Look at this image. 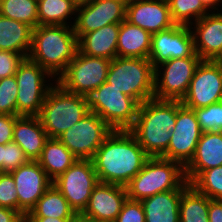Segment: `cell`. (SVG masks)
<instances>
[{
  "mask_svg": "<svg viewBox=\"0 0 222 222\" xmlns=\"http://www.w3.org/2000/svg\"><path fill=\"white\" fill-rule=\"evenodd\" d=\"M149 156L128 130H113L92 158L98 181L126 186Z\"/></svg>",
  "mask_w": 222,
  "mask_h": 222,
  "instance_id": "1",
  "label": "cell"
},
{
  "mask_svg": "<svg viewBox=\"0 0 222 222\" xmlns=\"http://www.w3.org/2000/svg\"><path fill=\"white\" fill-rule=\"evenodd\" d=\"M178 100L149 99L139 105L136 120L128 130L149 157H162L176 124Z\"/></svg>",
  "mask_w": 222,
  "mask_h": 222,
  "instance_id": "2",
  "label": "cell"
},
{
  "mask_svg": "<svg viewBox=\"0 0 222 222\" xmlns=\"http://www.w3.org/2000/svg\"><path fill=\"white\" fill-rule=\"evenodd\" d=\"M78 50V37L72 26L38 25L32 31L28 58L57 79Z\"/></svg>",
  "mask_w": 222,
  "mask_h": 222,
  "instance_id": "3",
  "label": "cell"
},
{
  "mask_svg": "<svg viewBox=\"0 0 222 222\" xmlns=\"http://www.w3.org/2000/svg\"><path fill=\"white\" fill-rule=\"evenodd\" d=\"M190 183L184 167L162 157H149L143 168L126 185L128 199L142 201L157 193L185 190Z\"/></svg>",
  "mask_w": 222,
  "mask_h": 222,
  "instance_id": "4",
  "label": "cell"
},
{
  "mask_svg": "<svg viewBox=\"0 0 222 222\" xmlns=\"http://www.w3.org/2000/svg\"><path fill=\"white\" fill-rule=\"evenodd\" d=\"M90 112L86 96L65 91L56 83L38 115L48 138H57Z\"/></svg>",
  "mask_w": 222,
  "mask_h": 222,
  "instance_id": "5",
  "label": "cell"
},
{
  "mask_svg": "<svg viewBox=\"0 0 222 222\" xmlns=\"http://www.w3.org/2000/svg\"><path fill=\"white\" fill-rule=\"evenodd\" d=\"M154 75L149 59L117 56L111 60L106 82L141 104L154 98Z\"/></svg>",
  "mask_w": 222,
  "mask_h": 222,
  "instance_id": "6",
  "label": "cell"
},
{
  "mask_svg": "<svg viewBox=\"0 0 222 222\" xmlns=\"http://www.w3.org/2000/svg\"><path fill=\"white\" fill-rule=\"evenodd\" d=\"M91 112L98 114L113 130H129L136 120L139 103L104 82L88 96Z\"/></svg>",
  "mask_w": 222,
  "mask_h": 222,
  "instance_id": "7",
  "label": "cell"
},
{
  "mask_svg": "<svg viewBox=\"0 0 222 222\" xmlns=\"http://www.w3.org/2000/svg\"><path fill=\"white\" fill-rule=\"evenodd\" d=\"M15 77L17 116H38L49 90L57 83L56 79L29 58L19 65Z\"/></svg>",
  "mask_w": 222,
  "mask_h": 222,
  "instance_id": "8",
  "label": "cell"
},
{
  "mask_svg": "<svg viewBox=\"0 0 222 222\" xmlns=\"http://www.w3.org/2000/svg\"><path fill=\"white\" fill-rule=\"evenodd\" d=\"M111 60L91 57L79 50L56 82L67 92L88 96L106 82Z\"/></svg>",
  "mask_w": 222,
  "mask_h": 222,
  "instance_id": "9",
  "label": "cell"
},
{
  "mask_svg": "<svg viewBox=\"0 0 222 222\" xmlns=\"http://www.w3.org/2000/svg\"><path fill=\"white\" fill-rule=\"evenodd\" d=\"M201 61L200 57L174 58L156 66L154 98L182 101Z\"/></svg>",
  "mask_w": 222,
  "mask_h": 222,
  "instance_id": "10",
  "label": "cell"
},
{
  "mask_svg": "<svg viewBox=\"0 0 222 222\" xmlns=\"http://www.w3.org/2000/svg\"><path fill=\"white\" fill-rule=\"evenodd\" d=\"M113 129L94 112H89L57 139L63 143L77 159L92 160L97 149Z\"/></svg>",
  "mask_w": 222,
  "mask_h": 222,
  "instance_id": "11",
  "label": "cell"
},
{
  "mask_svg": "<svg viewBox=\"0 0 222 222\" xmlns=\"http://www.w3.org/2000/svg\"><path fill=\"white\" fill-rule=\"evenodd\" d=\"M52 183L79 216L86 208L91 193L99 181L92 160L77 159Z\"/></svg>",
  "mask_w": 222,
  "mask_h": 222,
  "instance_id": "12",
  "label": "cell"
},
{
  "mask_svg": "<svg viewBox=\"0 0 222 222\" xmlns=\"http://www.w3.org/2000/svg\"><path fill=\"white\" fill-rule=\"evenodd\" d=\"M222 101V62L202 60L197 66L182 104L190 109Z\"/></svg>",
  "mask_w": 222,
  "mask_h": 222,
  "instance_id": "13",
  "label": "cell"
},
{
  "mask_svg": "<svg viewBox=\"0 0 222 222\" xmlns=\"http://www.w3.org/2000/svg\"><path fill=\"white\" fill-rule=\"evenodd\" d=\"M201 134L194 110L182 104L177 110L171 140L162 158L179 162L185 167L194 156Z\"/></svg>",
  "mask_w": 222,
  "mask_h": 222,
  "instance_id": "14",
  "label": "cell"
},
{
  "mask_svg": "<svg viewBox=\"0 0 222 222\" xmlns=\"http://www.w3.org/2000/svg\"><path fill=\"white\" fill-rule=\"evenodd\" d=\"M199 57L194 50L190 26L175 24L169 29L152 34L149 60L154 67L174 58Z\"/></svg>",
  "mask_w": 222,
  "mask_h": 222,
  "instance_id": "15",
  "label": "cell"
},
{
  "mask_svg": "<svg viewBox=\"0 0 222 222\" xmlns=\"http://www.w3.org/2000/svg\"><path fill=\"white\" fill-rule=\"evenodd\" d=\"M128 0H94L91 4L76 8L73 30L78 39L85 33L105 25L126 20Z\"/></svg>",
  "mask_w": 222,
  "mask_h": 222,
  "instance_id": "16",
  "label": "cell"
},
{
  "mask_svg": "<svg viewBox=\"0 0 222 222\" xmlns=\"http://www.w3.org/2000/svg\"><path fill=\"white\" fill-rule=\"evenodd\" d=\"M10 173L17 190L18 211L25 217L52 185V181L38 161L29 160Z\"/></svg>",
  "mask_w": 222,
  "mask_h": 222,
  "instance_id": "17",
  "label": "cell"
},
{
  "mask_svg": "<svg viewBox=\"0 0 222 222\" xmlns=\"http://www.w3.org/2000/svg\"><path fill=\"white\" fill-rule=\"evenodd\" d=\"M127 198L126 186L99 182L79 216L89 222H114Z\"/></svg>",
  "mask_w": 222,
  "mask_h": 222,
  "instance_id": "18",
  "label": "cell"
},
{
  "mask_svg": "<svg viewBox=\"0 0 222 222\" xmlns=\"http://www.w3.org/2000/svg\"><path fill=\"white\" fill-rule=\"evenodd\" d=\"M126 21L151 34L175 25L167 0H128Z\"/></svg>",
  "mask_w": 222,
  "mask_h": 222,
  "instance_id": "19",
  "label": "cell"
},
{
  "mask_svg": "<svg viewBox=\"0 0 222 222\" xmlns=\"http://www.w3.org/2000/svg\"><path fill=\"white\" fill-rule=\"evenodd\" d=\"M190 26L195 53L202 60L222 59V11L210 12Z\"/></svg>",
  "mask_w": 222,
  "mask_h": 222,
  "instance_id": "20",
  "label": "cell"
},
{
  "mask_svg": "<svg viewBox=\"0 0 222 222\" xmlns=\"http://www.w3.org/2000/svg\"><path fill=\"white\" fill-rule=\"evenodd\" d=\"M222 166V131L202 132L193 158L184 167L190 183L200 172Z\"/></svg>",
  "mask_w": 222,
  "mask_h": 222,
  "instance_id": "21",
  "label": "cell"
},
{
  "mask_svg": "<svg viewBox=\"0 0 222 222\" xmlns=\"http://www.w3.org/2000/svg\"><path fill=\"white\" fill-rule=\"evenodd\" d=\"M47 139V132L38 116H19L15 120L13 141L30 161H37L40 158Z\"/></svg>",
  "mask_w": 222,
  "mask_h": 222,
  "instance_id": "22",
  "label": "cell"
},
{
  "mask_svg": "<svg viewBox=\"0 0 222 222\" xmlns=\"http://www.w3.org/2000/svg\"><path fill=\"white\" fill-rule=\"evenodd\" d=\"M119 30L120 23H114L83 34L78 39L79 51L87 56L113 60L117 57Z\"/></svg>",
  "mask_w": 222,
  "mask_h": 222,
  "instance_id": "23",
  "label": "cell"
},
{
  "mask_svg": "<svg viewBox=\"0 0 222 222\" xmlns=\"http://www.w3.org/2000/svg\"><path fill=\"white\" fill-rule=\"evenodd\" d=\"M183 191L170 190L143 199L145 222H180L179 205Z\"/></svg>",
  "mask_w": 222,
  "mask_h": 222,
  "instance_id": "24",
  "label": "cell"
},
{
  "mask_svg": "<svg viewBox=\"0 0 222 222\" xmlns=\"http://www.w3.org/2000/svg\"><path fill=\"white\" fill-rule=\"evenodd\" d=\"M152 34L124 20L117 41L118 57L149 58Z\"/></svg>",
  "mask_w": 222,
  "mask_h": 222,
  "instance_id": "25",
  "label": "cell"
},
{
  "mask_svg": "<svg viewBox=\"0 0 222 222\" xmlns=\"http://www.w3.org/2000/svg\"><path fill=\"white\" fill-rule=\"evenodd\" d=\"M32 31L28 24L0 15V50L23 54L28 58Z\"/></svg>",
  "mask_w": 222,
  "mask_h": 222,
  "instance_id": "26",
  "label": "cell"
},
{
  "mask_svg": "<svg viewBox=\"0 0 222 222\" xmlns=\"http://www.w3.org/2000/svg\"><path fill=\"white\" fill-rule=\"evenodd\" d=\"M76 160L77 158L74 154L57 138H48L37 161L53 182L72 166Z\"/></svg>",
  "mask_w": 222,
  "mask_h": 222,
  "instance_id": "27",
  "label": "cell"
},
{
  "mask_svg": "<svg viewBox=\"0 0 222 222\" xmlns=\"http://www.w3.org/2000/svg\"><path fill=\"white\" fill-rule=\"evenodd\" d=\"M77 216L65 197L53 183L38 199L30 212L25 215V217L51 218H76Z\"/></svg>",
  "mask_w": 222,
  "mask_h": 222,
  "instance_id": "28",
  "label": "cell"
},
{
  "mask_svg": "<svg viewBox=\"0 0 222 222\" xmlns=\"http://www.w3.org/2000/svg\"><path fill=\"white\" fill-rule=\"evenodd\" d=\"M37 10L38 25L73 26L74 24L76 7L71 0H37Z\"/></svg>",
  "mask_w": 222,
  "mask_h": 222,
  "instance_id": "29",
  "label": "cell"
},
{
  "mask_svg": "<svg viewBox=\"0 0 222 222\" xmlns=\"http://www.w3.org/2000/svg\"><path fill=\"white\" fill-rule=\"evenodd\" d=\"M211 200L189 185L180 198V222H209L208 208Z\"/></svg>",
  "mask_w": 222,
  "mask_h": 222,
  "instance_id": "30",
  "label": "cell"
},
{
  "mask_svg": "<svg viewBox=\"0 0 222 222\" xmlns=\"http://www.w3.org/2000/svg\"><path fill=\"white\" fill-rule=\"evenodd\" d=\"M0 15L26 23L34 29L38 26L37 0H1Z\"/></svg>",
  "mask_w": 222,
  "mask_h": 222,
  "instance_id": "31",
  "label": "cell"
},
{
  "mask_svg": "<svg viewBox=\"0 0 222 222\" xmlns=\"http://www.w3.org/2000/svg\"><path fill=\"white\" fill-rule=\"evenodd\" d=\"M175 24L192 26L197 20L210 13L201 0H167Z\"/></svg>",
  "mask_w": 222,
  "mask_h": 222,
  "instance_id": "32",
  "label": "cell"
},
{
  "mask_svg": "<svg viewBox=\"0 0 222 222\" xmlns=\"http://www.w3.org/2000/svg\"><path fill=\"white\" fill-rule=\"evenodd\" d=\"M190 185L212 200H222V166L200 172Z\"/></svg>",
  "mask_w": 222,
  "mask_h": 222,
  "instance_id": "33",
  "label": "cell"
},
{
  "mask_svg": "<svg viewBox=\"0 0 222 222\" xmlns=\"http://www.w3.org/2000/svg\"><path fill=\"white\" fill-rule=\"evenodd\" d=\"M193 110L202 132L222 131V101Z\"/></svg>",
  "mask_w": 222,
  "mask_h": 222,
  "instance_id": "34",
  "label": "cell"
},
{
  "mask_svg": "<svg viewBox=\"0 0 222 222\" xmlns=\"http://www.w3.org/2000/svg\"><path fill=\"white\" fill-rule=\"evenodd\" d=\"M17 94L15 75L0 79V114L17 115Z\"/></svg>",
  "mask_w": 222,
  "mask_h": 222,
  "instance_id": "35",
  "label": "cell"
},
{
  "mask_svg": "<svg viewBox=\"0 0 222 222\" xmlns=\"http://www.w3.org/2000/svg\"><path fill=\"white\" fill-rule=\"evenodd\" d=\"M0 207L18 211L15 181L9 172H0Z\"/></svg>",
  "mask_w": 222,
  "mask_h": 222,
  "instance_id": "36",
  "label": "cell"
},
{
  "mask_svg": "<svg viewBox=\"0 0 222 222\" xmlns=\"http://www.w3.org/2000/svg\"><path fill=\"white\" fill-rule=\"evenodd\" d=\"M28 161L23 150L14 141L4 144V172L10 173Z\"/></svg>",
  "mask_w": 222,
  "mask_h": 222,
  "instance_id": "37",
  "label": "cell"
},
{
  "mask_svg": "<svg viewBox=\"0 0 222 222\" xmlns=\"http://www.w3.org/2000/svg\"><path fill=\"white\" fill-rule=\"evenodd\" d=\"M114 222H145V214L141 201L127 198Z\"/></svg>",
  "mask_w": 222,
  "mask_h": 222,
  "instance_id": "38",
  "label": "cell"
},
{
  "mask_svg": "<svg viewBox=\"0 0 222 222\" xmlns=\"http://www.w3.org/2000/svg\"><path fill=\"white\" fill-rule=\"evenodd\" d=\"M25 58L23 54L0 50V79L15 75Z\"/></svg>",
  "mask_w": 222,
  "mask_h": 222,
  "instance_id": "39",
  "label": "cell"
},
{
  "mask_svg": "<svg viewBox=\"0 0 222 222\" xmlns=\"http://www.w3.org/2000/svg\"><path fill=\"white\" fill-rule=\"evenodd\" d=\"M17 115L0 114V144H7L13 141V129Z\"/></svg>",
  "mask_w": 222,
  "mask_h": 222,
  "instance_id": "40",
  "label": "cell"
},
{
  "mask_svg": "<svg viewBox=\"0 0 222 222\" xmlns=\"http://www.w3.org/2000/svg\"><path fill=\"white\" fill-rule=\"evenodd\" d=\"M209 222H222V200H211L208 208Z\"/></svg>",
  "mask_w": 222,
  "mask_h": 222,
  "instance_id": "41",
  "label": "cell"
},
{
  "mask_svg": "<svg viewBox=\"0 0 222 222\" xmlns=\"http://www.w3.org/2000/svg\"><path fill=\"white\" fill-rule=\"evenodd\" d=\"M24 216L10 208L0 207V222H20Z\"/></svg>",
  "mask_w": 222,
  "mask_h": 222,
  "instance_id": "42",
  "label": "cell"
},
{
  "mask_svg": "<svg viewBox=\"0 0 222 222\" xmlns=\"http://www.w3.org/2000/svg\"><path fill=\"white\" fill-rule=\"evenodd\" d=\"M28 222H70L75 218L25 217Z\"/></svg>",
  "mask_w": 222,
  "mask_h": 222,
  "instance_id": "43",
  "label": "cell"
},
{
  "mask_svg": "<svg viewBox=\"0 0 222 222\" xmlns=\"http://www.w3.org/2000/svg\"><path fill=\"white\" fill-rule=\"evenodd\" d=\"M201 2L210 12L222 11L220 10L222 9V0H201Z\"/></svg>",
  "mask_w": 222,
  "mask_h": 222,
  "instance_id": "44",
  "label": "cell"
},
{
  "mask_svg": "<svg viewBox=\"0 0 222 222\" xmlns=\"http://www.w3.org/2000/svg\"><path fill=\"white\" fill-rule=\"evenodd\" d=\"M94 0H71L72 4L76 7H82L85 5H89L93 2Z\"/></svg>",
  "mask_w": 222,
  "mask_h": 222,
  "instance_id": "45",
  "label": "cell"
},
{
  "mask_svg": "<svg viewBox=\"0 0 222 222\" xmlns=\"http://www.w3.org/2000/svg\"><path fill=\"white\" fill-rule=\"evenodd\" d=\"M0 172H4V144H0Z\"/></svg>",
  "mask_w": 222,
  "mask_h": 222,
  "instance_id": "46",
  "label": "cell"
},
{
  "mask_svg": "<svg viewBox=\"0 0 222 222\" xmlns=\"http://www.w3.org/2000/svg\"><path fill=\"white\" fill-rule=\"evenodd\" d=\"M70 222H89V221H87L86 219H84L80 216H77L74 220H72Z\"/></svg>",
  "mask_w": 222,
  "mask_h": 222,
  "instance_id": "47",
  "label": "cell"
},
{
  "mask_svg": "<svg viewBox=\"0 0 222 222\" xmlns=\"http://www.w3.org/2000/svg\"><path fill=\"white\" fill-rule=\"evenodd\" d=\"M20 222H28V221H27L26 218L24 217Z\"/></svg>",
  "mask_w": 222,
  "mask_h": 222,
  "instance_id": "48",
  "label": "cell"
}]
</instances>
